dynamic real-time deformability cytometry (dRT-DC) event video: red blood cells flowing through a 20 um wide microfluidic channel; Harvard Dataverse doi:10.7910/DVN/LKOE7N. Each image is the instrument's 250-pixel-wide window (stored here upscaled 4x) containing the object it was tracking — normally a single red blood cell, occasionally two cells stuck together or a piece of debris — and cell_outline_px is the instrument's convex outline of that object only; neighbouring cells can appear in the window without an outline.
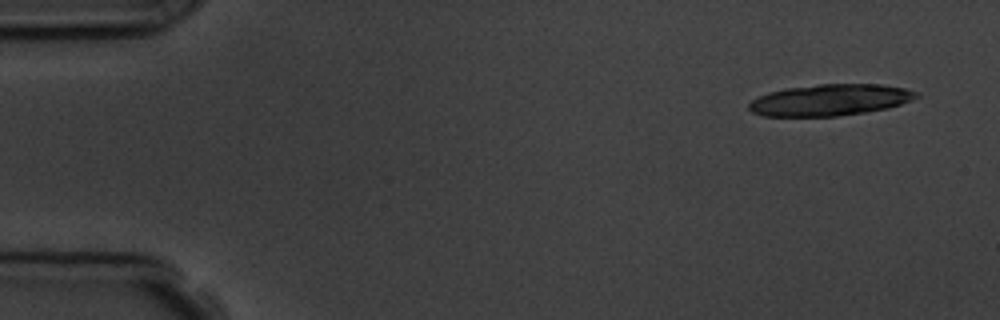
{"species": "common noctule bat (a hibernating species)", "species_latin": "Nyctalus noctula", "temperature_condition": "room temperature", "stored_images_in_passage": 9, "camera_frame_rate_fps": 3000, "um_per_image_px": 0.085, "animal": {"sex": "male", "body_mass_g": 19.5, "forearm_length_mm": 54.6}, "frame": {"image": 1, "passage_image": 1, "time_ms": 0.0, "image_size_px": [1000, 320], "cell_outline_px": [[920, 96], [912, 100], [888, 108], [864, 112], [836, 116], [764, 116], [752, 112], [748, 108], [748, 104], [752, 100], [768, 92], [788, 88], [816, 84], [884, 84], [904, 88], [920, 92]], "centroid_in_image_um": [70.58, 8.49], "position_along_channel_um": 14.4, "area_um2": 30.69}}